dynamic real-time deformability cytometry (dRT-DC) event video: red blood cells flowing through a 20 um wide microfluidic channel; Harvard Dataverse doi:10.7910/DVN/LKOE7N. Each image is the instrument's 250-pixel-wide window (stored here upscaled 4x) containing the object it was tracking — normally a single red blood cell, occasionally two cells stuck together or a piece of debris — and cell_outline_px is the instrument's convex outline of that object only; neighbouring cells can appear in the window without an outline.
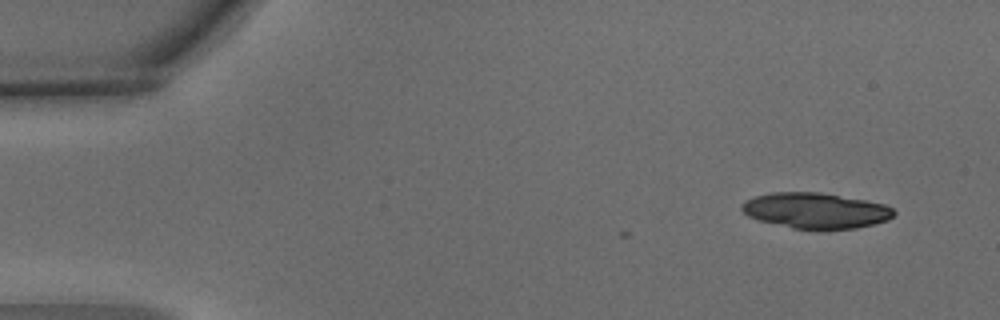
{"species": "common noctule bat (a hibernating species)", "species_latin": "Nyctalus noctula", "temperature_condition": "warm", "stored_images_in_passage": 4, "camera_frame_rate_fps": 3000, "um_per_image_px": 0.085, "animal": {"sex": "male", "body_mass_g": 15.6}, "frame": {"image": 1, "passage_image": 1, "time_ms": 0.0, "image_size_px": [1000, 320], "cell_outline_px": [[896, 212], [888, 220], [876, 224], [856, 228], [792, 228], [760, 220], [748, 216], [740, 208], [740, 204], [756, 196], [772, 192], [820, 192], [868, 200], [884, 204], [892, 208]], "centroid_in_image_um": [69.36, 17.88], "position_along_channel_um": 15.6, "area_um2": 31.33}}